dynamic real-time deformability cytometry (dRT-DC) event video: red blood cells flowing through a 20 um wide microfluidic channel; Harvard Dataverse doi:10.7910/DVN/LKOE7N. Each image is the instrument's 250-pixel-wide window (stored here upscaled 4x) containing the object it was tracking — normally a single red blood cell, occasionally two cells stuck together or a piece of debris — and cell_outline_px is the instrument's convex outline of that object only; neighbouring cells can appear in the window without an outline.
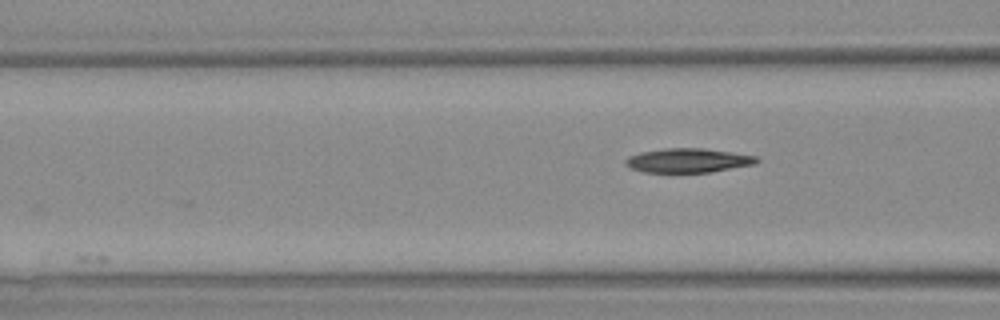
{"species": "Egyptian fruit bat (a non-hibernating species)", "species_latin": "Rousettus aegyptiacus", "temperature_condition": "warm", "stored_images_in_passage": 6, "camera_frame_rate_fps": 3000, "um_per_image_px": 0.085, "animal": {"sex": "female"}, "frame": {"image": 1, "passage_image": 6, "time_ms": 6.0, "image_size_px": [1000, 320], "cell_outline_px": [[760, 160], [756, 164], [712, 172], [644, 172], [632, 168], [624, 164], [624, 160], [628, 156], [640, 152], [664, 148], [704, 148], [756, 156]], "centroid_in_image_um": [58.48, 13.63], "position_along_channel_um": 108.1, "area_um2": 18.55}}